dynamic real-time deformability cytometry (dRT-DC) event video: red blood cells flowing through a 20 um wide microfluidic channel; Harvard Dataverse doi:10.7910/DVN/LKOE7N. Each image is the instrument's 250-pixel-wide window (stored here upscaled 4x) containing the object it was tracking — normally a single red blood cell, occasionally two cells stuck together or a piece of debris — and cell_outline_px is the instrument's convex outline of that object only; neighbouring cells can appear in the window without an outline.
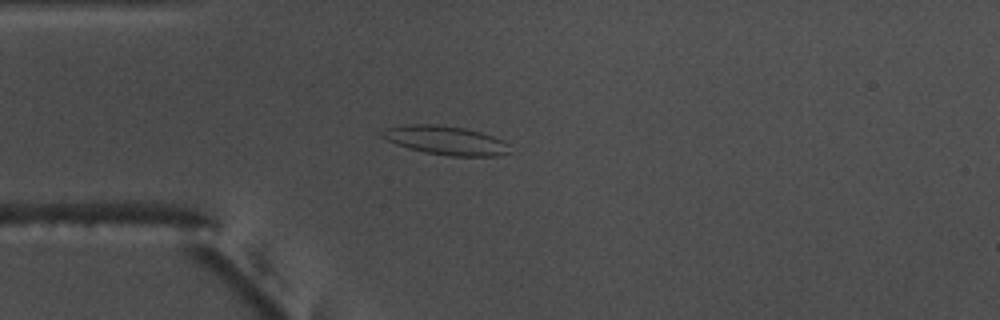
{"species": "common noctule bat (a hibernating species)", "species_latin": "Nyctalus noctula", "temperature_condition": "warm", "stored_images_in_passage": 44, "camera_frame_rate_fps": 3000, "um_per_image_px": 0.085, "animal": {"sex": "male", "body_mass_g": 17.5, "forearm_length_mm": 52.3}, "frame": {"image": 1, "passage_image": 8, "time_ms": 2.333, "image_size_px": [1000, 320], "cell_outline_px": [[508, 152], [496, 156], [452, 156], [424, 152], [408, 148], [396, 144], [380, 136], [380, 132], [388, 128], [408, 124], [436, 124], [464, 128], [480, 132], [504, 140], [508, 144]], "centroid_in_image_um": [37.87, 11.92], "position_along_channel_um": 47.1, "area_um2": 21.27}}
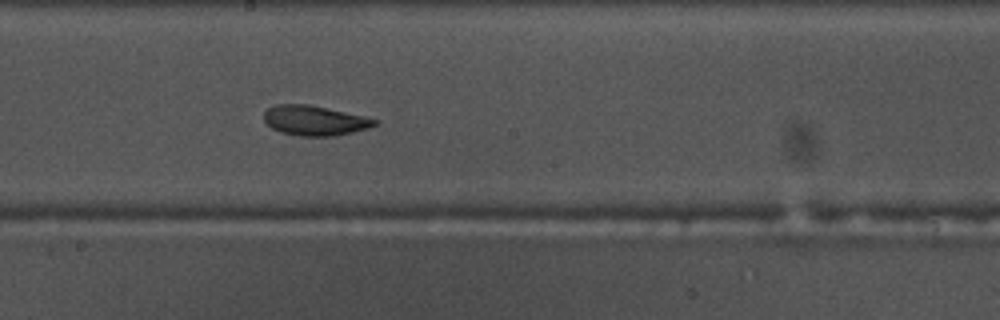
{"frame": {"image": 2, "passage_image": 23, "time_ms": 7.333, "image_size_px": [1000, 320], "cell_outline_px": [[380, 120], [376, 124], [368, 128], [336, 136], [300, 136], [280, 132], [272, 128], [264, 120], [264, 112], [268, 108], [276, 104], [308, 104], [364, 116]], "centroid_in_image_um": [26.74, 10.24], "position_along_channel_um": 221.5, "area_um2": 19.25}}
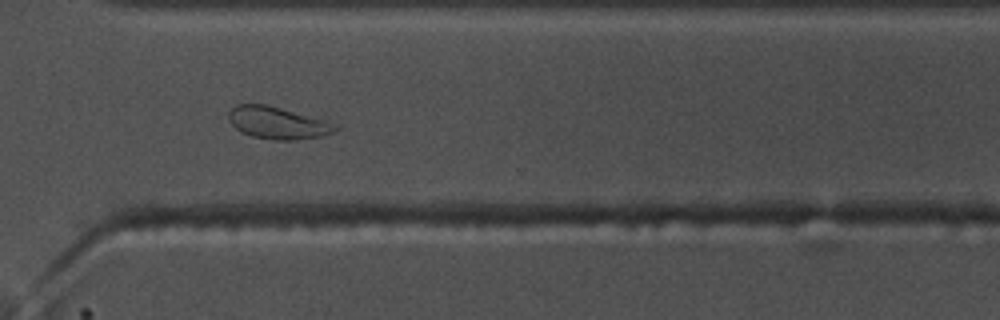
{"frame": {"image": 3, "passage_image": 33, "time_ms": 10.667, "image_size_px": [1000, 320], "cell_outline_px": [[340, 128], [324, 136], [296, 140], [276, 140], [252, 136], [240, 132], [228, 120], [228, 112], [236, 104], [268, 104], [328, 120], [340, 124]], "centroid_in_image_um": [23.65, 10.44], "position_along_channel_um": 346.9, "area_um2": 20.46}, "authors_computed_cell_mechanics": {"area_um2": 19.9121, "velocity_mm_per_s": 3.7556, "shape_relaxation_time_tau1_ms": 4.3993, "shape_relaxation_time_tau2_ms": 2.2314, "deformation_change_tau1": 0.145, "deformation_change_tau2": 0.0911}}